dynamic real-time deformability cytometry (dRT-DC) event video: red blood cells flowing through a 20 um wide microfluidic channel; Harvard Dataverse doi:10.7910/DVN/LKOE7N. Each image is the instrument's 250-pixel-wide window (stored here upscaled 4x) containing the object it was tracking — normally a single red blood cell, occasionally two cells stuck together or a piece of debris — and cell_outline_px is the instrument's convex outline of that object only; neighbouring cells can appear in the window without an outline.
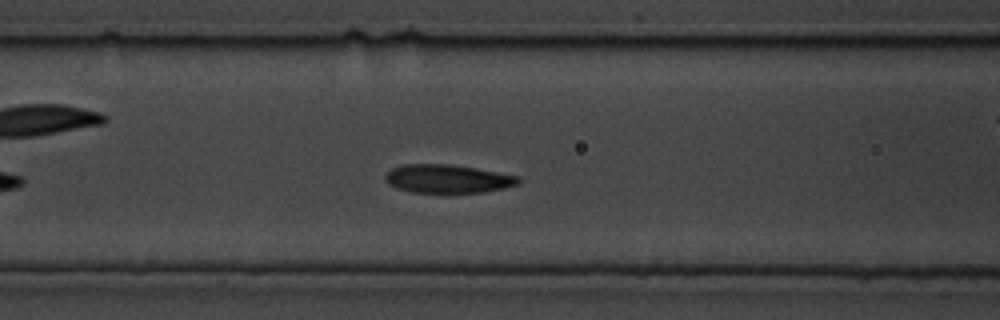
{"species": "common noctule bat (a hibernating species)", "species_latin": "Nyctalus noctula", "temperature_condition": "cold", "stored_images_in_passage": 24, "camera_frame_rate_fps": 3000, "um_per_image_px": 0.085, "animal": {"sex": "male", "body_mass_g": 19.5, "forearm_length_mm": 54.6}, "frame": {"image": 1, "passage_image": 8, "time_ms": 2.333, "image_size_px": [1000, 320], "cell_outline_px": [[520, 180], [516, 184], [504, 188], [484, 192], [412, 192], [396, 188], [388, 184], [384, 180], [384, 176], [392, 168], [400, 164], [448, 164], [476, 168], [520, 176]], "centroid_in_image_um": [38.01, 15.19], "position_along_channel_um": 128.6, "area_um2": 22.02}}
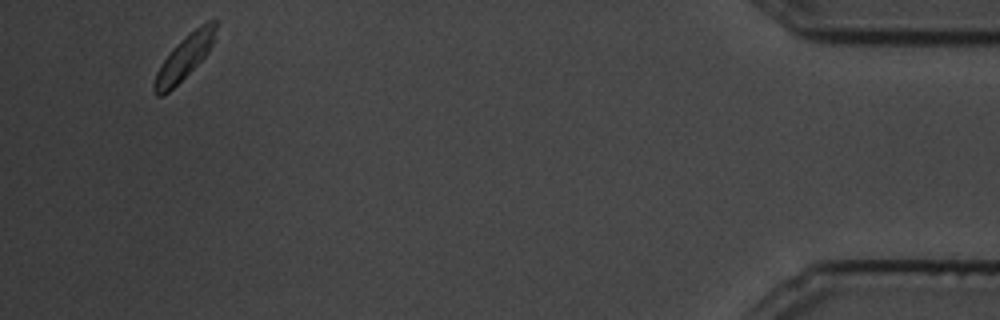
{"frame": {"image": 2, "passage_image": 24, "time_ms": 7.667, "image_size_px": [1000, 320], "cell_outline_px": [[216, 28], [212, 44], [208, 52], [168, 92], [160, 96], [156, 96], [152, 92], [152, 88], [156, 72], [172, 48], [184, 36], [200, 24], [208, 20], [216, 20]], "centroid_in_image_um": [15.64, 4.85], "position_along_channel_um": 419.6, "area_um2": 15.37}}